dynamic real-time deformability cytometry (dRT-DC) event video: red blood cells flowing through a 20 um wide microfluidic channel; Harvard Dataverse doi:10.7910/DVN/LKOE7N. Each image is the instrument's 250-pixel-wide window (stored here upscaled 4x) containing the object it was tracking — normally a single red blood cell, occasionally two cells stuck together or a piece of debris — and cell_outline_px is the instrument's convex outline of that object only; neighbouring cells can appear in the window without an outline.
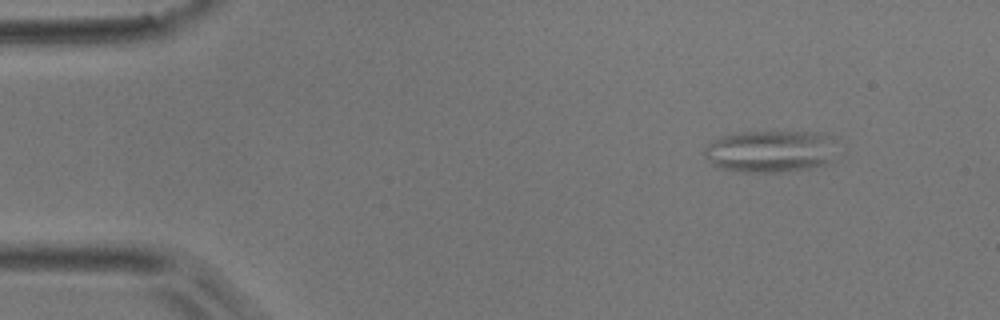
{"species": "common noctule bat (a hibernating species)", "species_latin": "Nyctalus noctula", "temperature_condition": "room temperature", "stored_images_in_passage": 49, "camera_frame_rate_fps": 3000, "um_per_image_px": 0.085, "animal": {"sex": "male", "body_mass_g": 17.9}, "frame": {"image": 1, "passage_image": 5, "time_ms": 1.333, "image_size_px": [1000, 320], "cell_outline_px": [[836, 160], [832, 164], [812, 168], [788, 172], [736, 172], [716, 168], [704, 156], [704, 148], [708, 144], [724, 136], [740, 132], [816, 132], [836, 136]], "centroid_in_image_um": [65.6, 12.88], "position_along_channel_um": 19.4, "area_um2": 33.64}}
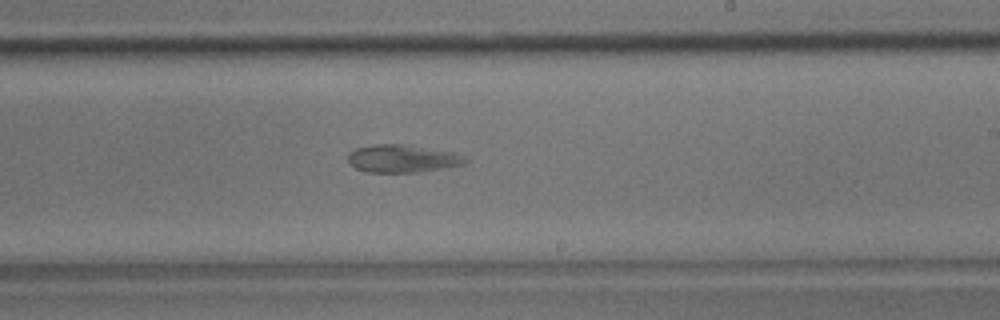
{"frame": {"image": 2, "passage_image": 29, "time_ms": 9.333, "image_size_px": [1000, 320], "cell_outline_px": [[472, 160], [464, 164], [444, 168], [420, 172], [364, 172], [348, 164], [348, 152], [356, 148], [372, 144], [404, 144], [452, 152]], "centroid_in_image_um": [34.17, 13.48], "position_along_channel_um": 254.8, "area_um2": 19.13}}
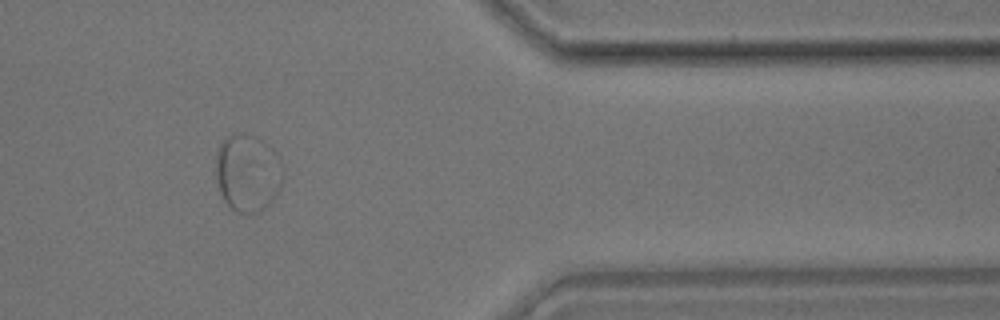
{"frame": {"image": 3, "passage_image": 41, "time_ms": 13.333, "image_size_px": [1000, 320], "cell_outline_px": [[280, 188], [268, 204], [256, 212], [236, 212], [224, 200], [220, 192], [216, 176], [216, 152], [220, 144], [228, 136], [236, 132], [252, 136], [280, 180]], "centroid_in_image_um": [20.82, 14.81], "position_along_channel_um": 390.6, "area_um2": 26.93}, "authors_computed_cell_mechanics": {"area_um2": 26.9348, "velocity_mm_per_s": 3.9299, "shape_relaxation_time_tau1_ms": null, "shape_relaxation_time_tau2_ms": 1.4651, "deformation_change_tau1": null, "deformation_change_tau2": 0.0601}}